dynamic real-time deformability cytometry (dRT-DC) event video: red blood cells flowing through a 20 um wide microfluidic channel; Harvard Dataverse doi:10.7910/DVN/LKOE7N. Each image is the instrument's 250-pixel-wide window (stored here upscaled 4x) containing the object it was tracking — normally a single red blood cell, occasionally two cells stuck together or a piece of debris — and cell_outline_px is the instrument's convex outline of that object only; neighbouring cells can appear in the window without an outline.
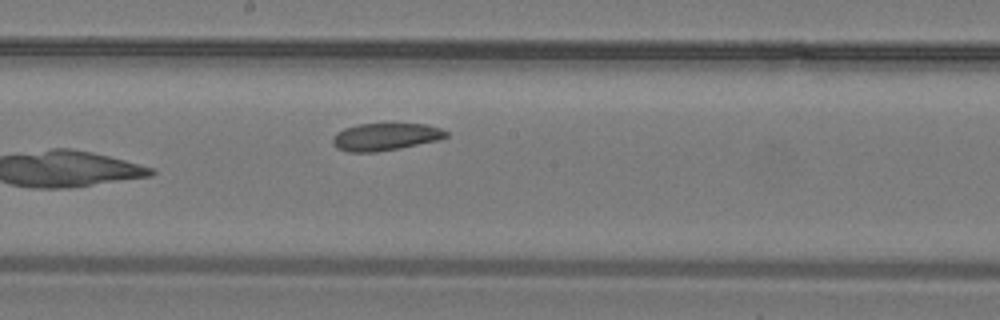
{"species": "common noctule bat (a hibernating species)", "species_latin": "Nyctalus noctula", "temperature_condition": "warm", "stored_images_in_passage": 14, "camera_frame_rate_fps": 3000, "um_per_image_px": 0.085, "animal": {"sex": "male", "body_mass_g": 19.2, "forearm_length_mm": 51.8}, "frame": {"image": 1, "passage_image": 14, "time_ms": 4.333, "image_size_px": [1000, 320], "cell_outline_px": [[448, 136], [440, 140], [400, 148], [376, 152], [348, 152], [336, 148], [332, 144], [332, 136], [336, 132], [344, 128], [360, 124], [428, 124], [440, 128], [448, 132]], "centroid_in_image_um": [32.75, 11.63], "position_along_channel_um": 215.5, "area_um2": 18.26}}